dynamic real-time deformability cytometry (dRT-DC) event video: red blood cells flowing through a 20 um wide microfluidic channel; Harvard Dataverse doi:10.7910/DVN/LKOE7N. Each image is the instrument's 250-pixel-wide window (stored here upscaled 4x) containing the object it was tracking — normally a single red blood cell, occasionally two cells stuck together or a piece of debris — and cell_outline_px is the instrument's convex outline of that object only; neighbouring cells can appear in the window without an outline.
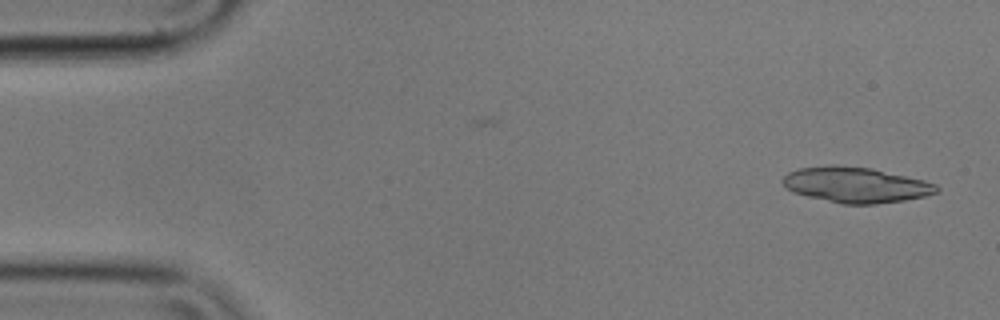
{"species": "common noctule bat (a hibernating species)", "species_latin": "Nyctalus noctula", "temperature_condition": "cold", "stored_images_in_passage": 3, "camera_frame_rate_fps": 3000, "um_per_image_px": 0.085, "animal": {"sex": "male", "body_mass_g": 17.9}, "frame": {"image": 1, "passage_image": 3, "time_ms": 0.667, "image_size_px": [1000, 320], "cell_outline_px": [[940, 192], [924, 196], [904, 200], [876, 204], [840, 204], [792, 192], [780, 180], [788, 172], [800, 168], [828, 164], [840, 164], [872, 168], [924, 180], [936, 184], [940, 188]], "centroid_in_image_um": [72.74, 15.7], "position_along_channel_um": 12.3, "area_um2": 32.14}}